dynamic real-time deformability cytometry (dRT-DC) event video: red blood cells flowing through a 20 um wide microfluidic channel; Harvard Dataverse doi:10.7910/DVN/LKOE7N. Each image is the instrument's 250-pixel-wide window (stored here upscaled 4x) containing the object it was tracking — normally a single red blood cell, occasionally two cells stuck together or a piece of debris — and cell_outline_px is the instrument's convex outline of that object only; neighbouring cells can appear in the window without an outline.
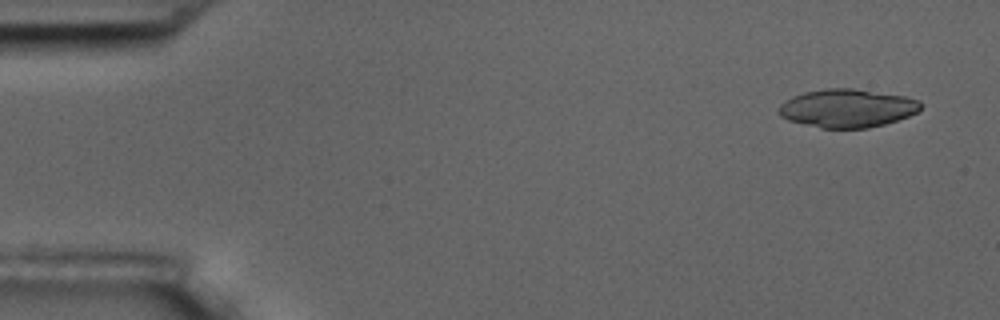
{"species": "common noctule bat (a hibernating species)", "species_latin": "Nyctalus noctula", "temperature_condition": "room temperature", "stored_images_in_passage": 5, "camera_frame_rate_fps": 3000, "um_per_image_px": 0.085, "animal": {"sex": "male", "body_mass_g": 17.5, "forearm_length_mm": 52.3}, "frame": {"image": 1, "passage_image": 1, "time_ms": 0.0, "image_size_px": [1000, 320], "cell_outline_px": [[920, 108], [916, 112], [908, 116], [884, 124], [868, 128], [820, 128], [788, 120], [780, 116], [776, 108], [780, 104], [792, 96], [804, 92], [824, 88], [852, 88], [904, 96], [920, 100]], "centroid_in_image_um": [71.96, 9.19], "position_along_channel_um": 13.0, "area_um2": 31.67}}
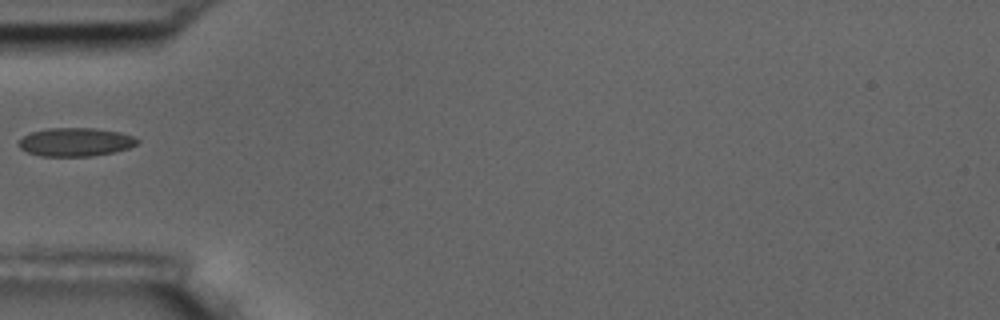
{"frame": {"image": 2, "passage_image": 5, "time_ms": 5.333, "image_size_px": [1000, 320], "cell_outline_px": [[140, 140], [136, 144], [128, 148], [112, 152], [92, 156], [40, 156], [28, 152], [20, 148], [16, 144], [24, 136], [32, 132], [48, 128], [96, 128], [120, 132], [132, 136]], "centroid_in_image_um": [6.4, 12.07], "position_along_channel_um": 78.6, "area_um2": 19.59}}